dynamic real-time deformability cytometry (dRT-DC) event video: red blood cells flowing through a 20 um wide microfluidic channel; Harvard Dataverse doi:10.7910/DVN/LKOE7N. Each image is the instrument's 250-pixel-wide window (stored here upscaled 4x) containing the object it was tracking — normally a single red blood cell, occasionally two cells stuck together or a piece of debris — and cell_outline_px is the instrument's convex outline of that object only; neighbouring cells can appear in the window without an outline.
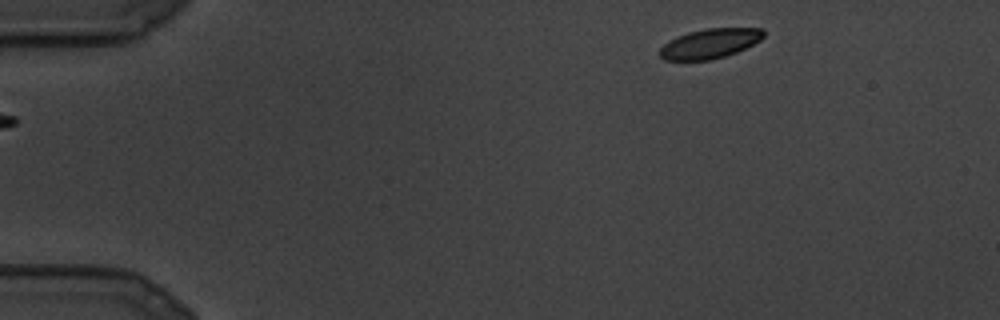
{"species": "common noctule bat (a hibernating species)", "species_latin": "Nyctalus noctula", "temperature_condition": "cold", "stored_images_in_passage": 25, "camera_frame_rate_fps": 3000, "um_per_image_px": 0.085, "animal": {"sex": "male", "body_mass_g": 19.5, "forearm_length_mm": 54.6}, "frame": {"image": 1, "passage_image": 1, "time_ms": 0.0, "image_size_px": [1000, 320], "cell_outline_px": [[764, 36], [760, 40], [736, 52], [712, 60], [664, 60], [660, 56], [660, 48], [664, 44], [688, 32], [704, 28], [764, 28]], "centroid_in_image_um": [60.35, 3.7], "position_along_channel_um": 24.6, "area_um2": 17.74}}
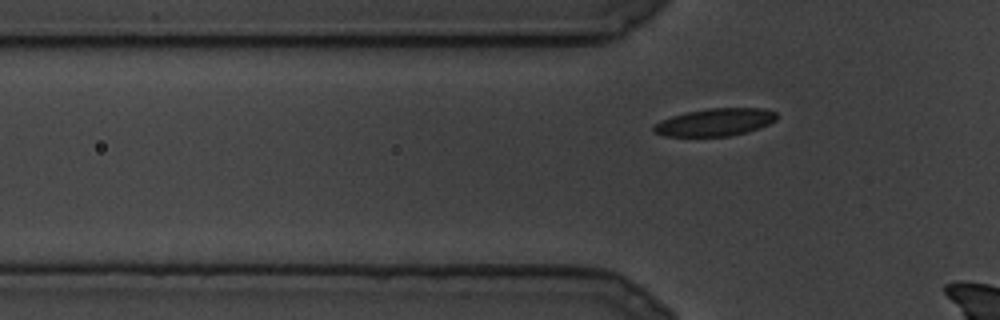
{"frame": {"image": 2, "passage_image": 20, "time_ms": 6.333, "image_size_px": [1000, 320], "cell_outline_px": [[776, 120], [760, 128], [748, 132], [728, 136], [664, 136], [652, 132], [652, 124], [672, 116], [688, 112], [708, 108], [764, 108], [776, 112]], "centroid_in_image_um": [60.76, 10.39], "position_along_channel_um": 65.0, "area_um2": 19.83}}